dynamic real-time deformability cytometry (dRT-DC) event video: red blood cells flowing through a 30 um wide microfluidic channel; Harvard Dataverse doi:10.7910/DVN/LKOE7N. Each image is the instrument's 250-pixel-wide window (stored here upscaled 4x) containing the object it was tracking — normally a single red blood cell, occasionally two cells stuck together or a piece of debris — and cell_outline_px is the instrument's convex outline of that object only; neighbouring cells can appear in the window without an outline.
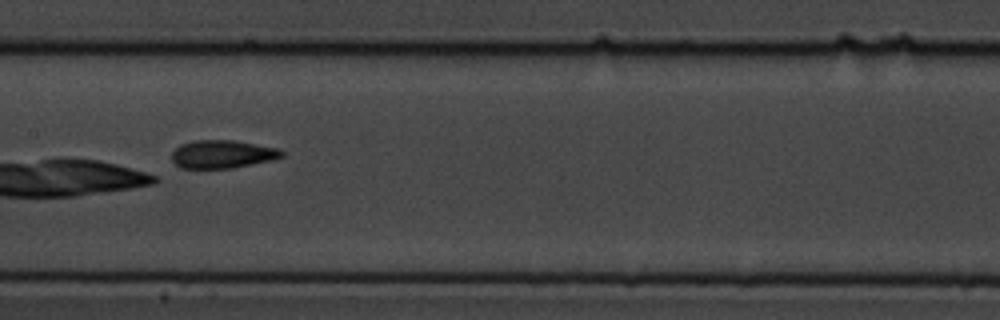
{"species": "common noctule bat (a hibernating species)", "species_latin": "Nyctalus noctula", "temperature_condition": "cold", "stored_images_in_passage": 13, "camera_frame_rate_fps": 3000, "um_per_image_px": 0.085, "animal": {"sex": "male", "body_mass_g": 19.5, "forearm_length_mm": 54.6}, "frame": {"image": 1, "passage_image": 6, "time_ms": 6.667, "image_size_px": [1000, 320], "cell_outline_px": [[284, 156], [268, 160], [232, 168], [180, 168], [172, 160], [172, 152], [180, 144], [192, 140], [236, 140], [276, 148], [284, 152]], "centroid_in_image_um": [18.85, 13.09], "position_along_channel_um": 188.5, "area_um2": 17.86}}
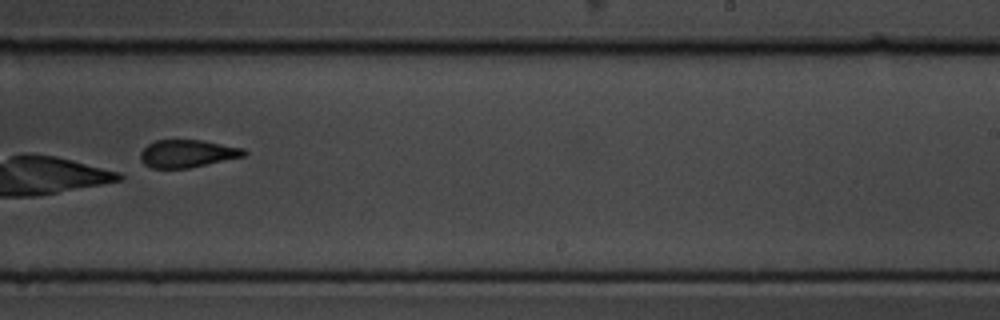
{"frame": {"image": 2, "passage_image": 8, "time_ms": 9.0, "image_size_px": [1000, 320], "cell_outline_px": [[248, 152], [244, 156], [188, 168], [152, 168], [144, 164], [140, 160], [140, 152], [148, 144], [156, 140], [200, 140], [244, 148]], "centroid_in_image_um": [15.9, 13.05], "position_along_channel_um": 273.1, "area_um2": 16.59}}